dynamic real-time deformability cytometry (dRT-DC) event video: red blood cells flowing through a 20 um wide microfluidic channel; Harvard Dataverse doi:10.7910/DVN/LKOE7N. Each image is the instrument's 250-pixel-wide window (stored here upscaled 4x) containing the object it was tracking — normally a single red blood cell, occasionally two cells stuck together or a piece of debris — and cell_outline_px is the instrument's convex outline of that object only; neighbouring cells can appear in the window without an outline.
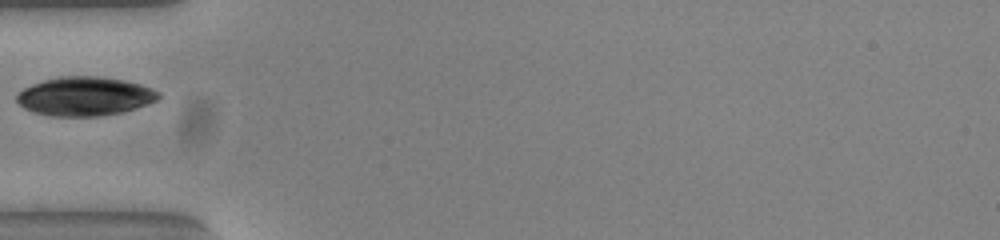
{"species": "common noctule bat (a hibernating species)", "species_latin": "Nyctalus noctula", "temperature_condition": "warm", "stored_images_in_passage": 24, "camera_frame_rate_fps": 3000, "um_per_image_px": 0.085, "animal": {"sex": "female", "body_mass_g": 23.0, "forearm_length_mm": 53.4}, "frame": {"image": 1, "passage_image": 1, "time_ms": 0.0, "image_size_px": [1000, 240], "cell_outline_px": [[160, 96], [156, 100], [148, 104], [136, 108], [120, 112], [100, 116], [48, 116], [32, 112], [24, 108], [16, 100], [16, 96], [24, 88], [32, 84], [44, 80], [60, 76], [100, 76], [124, 80], [140, 84], [152, 88], [160, 92]], "centroid_in_image_um": [7.2, 8.18], "position_along_channel_um": 77.8, "area_um2": 32.19}}